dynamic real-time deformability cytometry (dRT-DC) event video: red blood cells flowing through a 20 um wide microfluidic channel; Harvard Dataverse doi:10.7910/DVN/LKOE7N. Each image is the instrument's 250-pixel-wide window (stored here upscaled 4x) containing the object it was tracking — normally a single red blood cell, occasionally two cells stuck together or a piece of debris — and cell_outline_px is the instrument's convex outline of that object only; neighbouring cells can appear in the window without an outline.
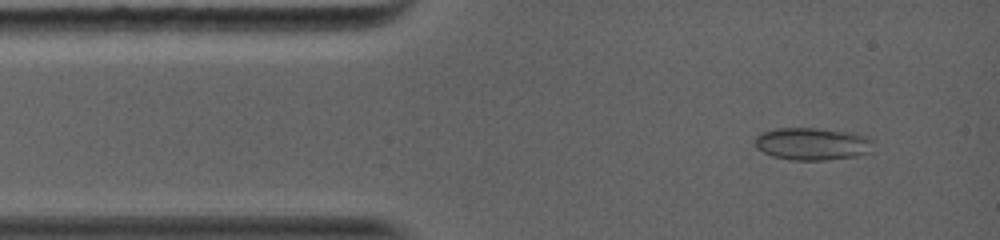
{"species": "common noctule bat (a hibernating species)", "species_latin": "Nyctalus noctula", "temperature_condition": "warm", "stored_images_in_passage": 77, "camera_frame_rate_fps": 5000, "um_per_image_px": 0.085, "animal": {"sex": "female", "body_mass_g": 19.0, "forearm_length_mm": 56.7}, "frame": {"image": 1, "passage_image": 6, "time_ms": 0.8, "image_size_px": [1000, 240], "cell_outline_px": [[872, 140], [868, 152], [856, 156], [828, 160], [788, 160], [772, 156], [756, 148], [756, 136], [760, 132], [776, 128], [820, 128], [848, 132], [868, 136]], "centroid_in_image_um": [69.0, 12.22], "position_along_channel_um": 16.0, "area_um2": 22.37}}
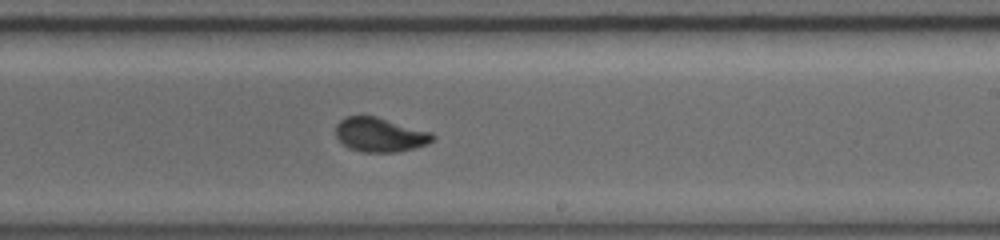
{"frame": {"image": 2, "passage_image": 34, "time_ms": 7.6, "image_size_px": [1000, 240], "cell_outline_px": [[436, 136], [428, 144], [416, 148], [396, 152], [364, 152], [348, 148], [336, 136], [336, 124], [340, 120], [348, 116], [376, 116], [432, 132]], "centroid_in_image_um": [32.32, 11.46], "position_along_channel_um": 256.7, "area_um2": 19.36}}
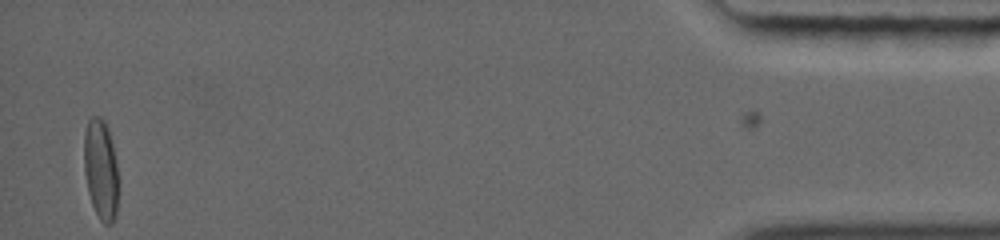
{"frame": {"image": 3, "passage_image": 77, "time_ms": 14.4, "image_size_px": [1000, 240], "cell_outline_px": [[116, 212], [112, 224], [104, 224], [100, 220], [92, 204], [88, 192], [84, 172], [84, 132], [88, 120], [92, 116], [100, 116], [104, 120], [108, 128], [112, 144], [116, 164]], "centroid_in_image_um": [8.53, 14.36], "position_along_channel_um": 426.7, "area_um2": 19.77}, "authors_computed_cell_mechanics": {"area_um2": 19.3052, "velocity_mm_per_s": 4.1946, "shape_relaxation_time_tau1_ms": 5.4091, "shape_relaxation_time_tau2_ms": null, "deformation_change_tau1": 0.1573, "deformation_change_tau2": null}}